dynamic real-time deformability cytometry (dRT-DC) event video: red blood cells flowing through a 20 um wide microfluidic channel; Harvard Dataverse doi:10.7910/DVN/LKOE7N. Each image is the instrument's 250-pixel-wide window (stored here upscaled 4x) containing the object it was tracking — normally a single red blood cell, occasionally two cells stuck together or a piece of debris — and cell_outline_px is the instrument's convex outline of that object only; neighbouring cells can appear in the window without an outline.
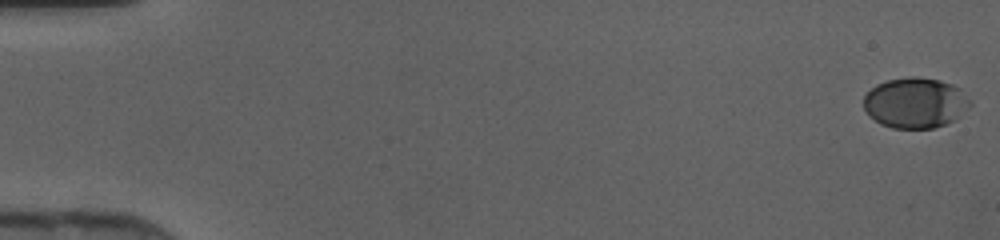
{"species": "human", "species_latin": "Homo sapiens", "temperature_condition": "cold", "stored_images_in_passage": 13, "camera_frame_rate_fps": 3000, "um_per_image_px": 0.085, "donor": {"sex": "female"}, "frame": {"image": 1, "passage_image": 1, "time_ms": 0.0, "image_size_px": [1000, 240], "cell_outline_px": [[972, 104], [956, 120], [932, 128], [892, 128], [880, 124], [864, 108], [864, 96], [876, 84], [888, 80], [912, 76], [916, 76], [940, 80], [952, 84], [960, 88], [972, 100]], "centroid_in_image_um": [77.85, 8.73], "position_along_channel_um": 7.2, "area_um2": 31.39}}